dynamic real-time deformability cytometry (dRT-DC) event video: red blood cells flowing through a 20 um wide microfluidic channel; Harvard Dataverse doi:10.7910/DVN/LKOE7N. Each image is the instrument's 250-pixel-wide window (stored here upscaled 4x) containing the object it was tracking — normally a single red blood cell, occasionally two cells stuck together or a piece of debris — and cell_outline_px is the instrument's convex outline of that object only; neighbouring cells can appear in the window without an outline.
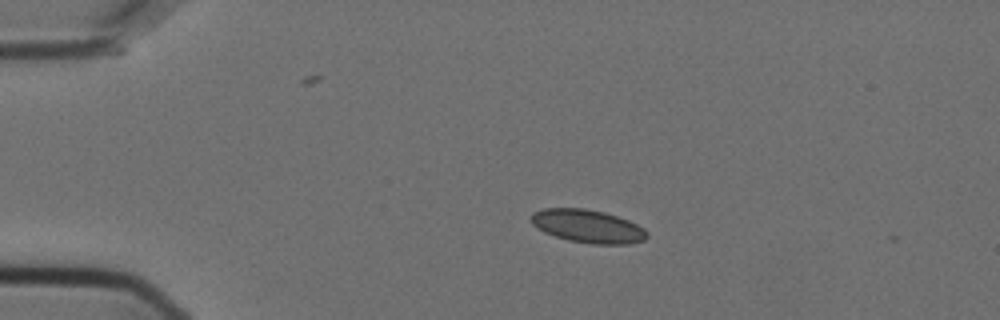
{"species": "Egyptian fruit bat (a non-hibernating species)", "species_latin": "Rousettus aegyptiacus", "temperature_condition": "cold", "stored_images_in_passage": 6, "camera_frame_rate_fps": 3000, "um_per_image_px": 0.085, "animal": {"sex": "female"}, "frame": {"image": 1, "passage_image": 1, "time_ms": 0.0, "image_size_px": [1000, 320], "cell_outline_px": [[648, 236], [644, 240], [628, 244], [592, 244], [568, 240], [544, 232], [536, 228], [532, 224], [532, 212], [544, 208], [584, 208], [604, 212], [628, 220], [644, 228], [648, 232]], "centroid_in_image_um": [49.96, 19.23], "position_along_channel_um": 35.0, "area_um2": 22.37}}